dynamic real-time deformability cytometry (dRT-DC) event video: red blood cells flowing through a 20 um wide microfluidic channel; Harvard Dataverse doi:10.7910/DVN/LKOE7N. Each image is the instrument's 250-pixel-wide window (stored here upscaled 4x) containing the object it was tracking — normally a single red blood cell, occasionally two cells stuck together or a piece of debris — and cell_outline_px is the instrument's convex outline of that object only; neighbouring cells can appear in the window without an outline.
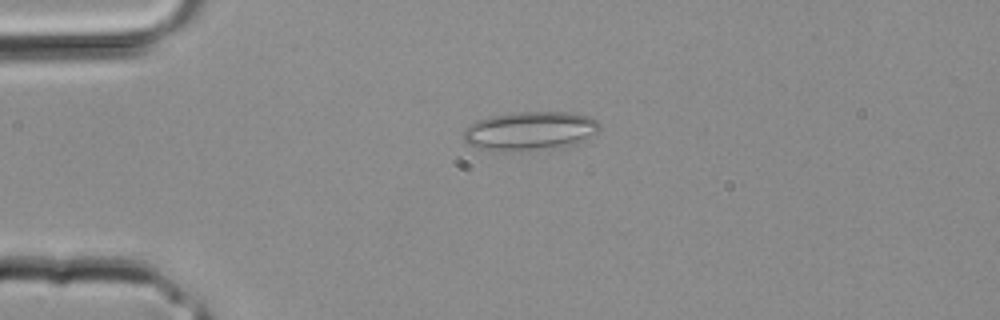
{"species": "common noctule bat (a hibernating species)", "species_latin": "Nyctalus noctula", "temperature_condition": "room temperature", "stored_images_in_passage": 1, "camera_frame_rate_fps": 3000, "um_per_image_px": 0.085, "animal": {"sex": "male", "body_mass_g": 20.4}, "frame": {"image": 1, "passage_image": 1, "time_ms": 0.0, "image_size_px": [1000, 320], "cell_outline_px": [[600, 128], [596, 132], [584, 140], [576, 144], [532, 148], [476, 148], [468, 144], [464, 140], [464, 128], [476, 120], [488, 116], [516, 112], [568, 112], [588, 116], [596, 120], [600, 124]], "centroid_in_image_um": [45.05, 11.06], "position_along_channel_um": 40.0, "area_um2": 29.65}}